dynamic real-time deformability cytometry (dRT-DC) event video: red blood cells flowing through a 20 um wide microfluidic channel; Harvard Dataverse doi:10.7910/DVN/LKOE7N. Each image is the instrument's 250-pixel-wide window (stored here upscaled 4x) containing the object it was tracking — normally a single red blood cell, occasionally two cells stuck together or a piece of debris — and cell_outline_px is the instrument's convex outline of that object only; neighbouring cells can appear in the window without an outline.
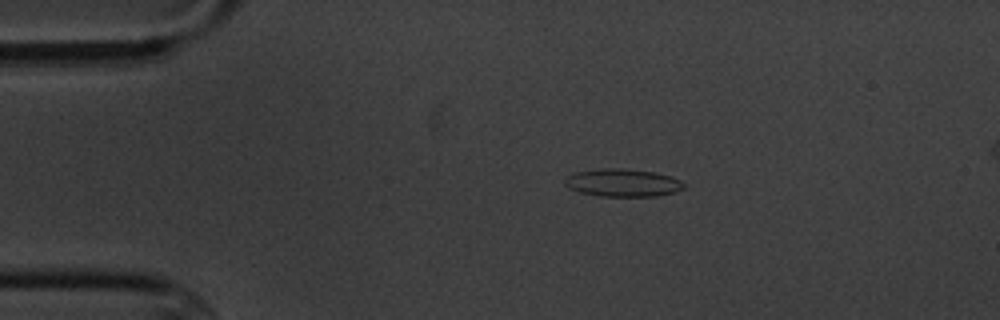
{"species": "common noctule bat (a hibernating species)", "species_latin": "Nyctalus noctula", "temperature_condition": "cold", "stored_images_in_passage": 10, "camera_frame_rate_fps": 3000, "um_per_image_px": 0.085, "animal": {"sex": "male", "body_mass_g": 20.1, "forearm_length_mm": 53.5}, "frame": {"image": 1, "passage_image": 4, "time_ms": 3.333, "image_size_px": [1000, 320], "cell_outline_px": [[684, 188], [676, 192], [656, 196], [600, 196], [580, 192], [568, 188], [564, 184], [564, 180], [572, 172], [604, 168], [620, 168], [656, 172], [680, 180], [684, 184]], "centroid_in_image_um": [52.9, 15.53], "position_along_channel_um": 32.1, "area_um2": 19.31}}
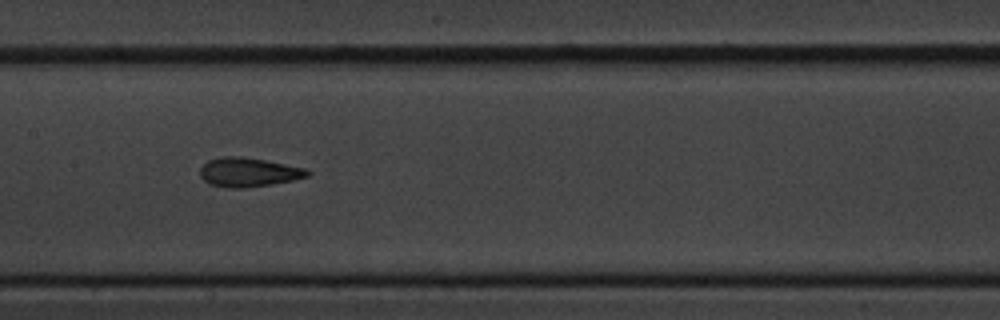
{"frame": {"image": 2, "passage_image": 9, "time_ms": 9.0, "image_size_px": [1000, 320], "cell_outline_px": [[312, 172], [308, 176], [292, 180], [244, 188], [228, 188], [208, 184], [200, 176], [200, 168], [208, 160], [224, 156], [240, 156], [264, 160], [304, 168]], "centroid_in_image_um": [21.08, 14.64], "position_along_channel_um": 186.3, "area_um2": 18.03}}
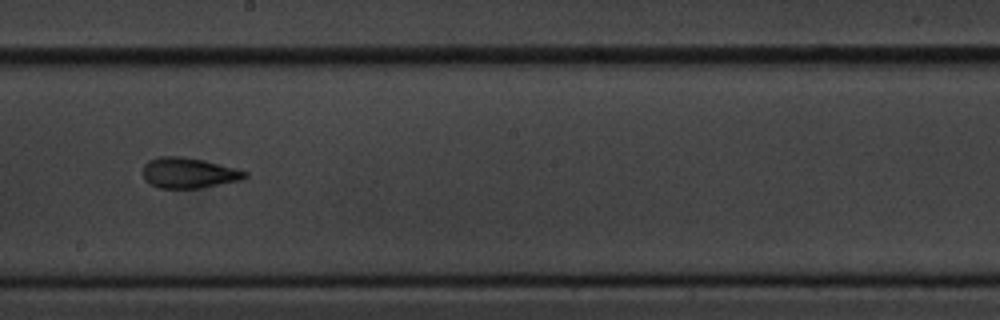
{"frame": {"image": 3, "passage_image": 10, "time_ms": 10.333, "image_size_px": [1000, 320], "cell_outline_px": [[248, 176], [240, 180], [200, 188], [160, 188], [144, 180], [144, 164], [148, 160], [160, 156], [180, 156], [204, 160], [236, 168], [248, 172]], "centroid_in_image_um": [16.04, 14.69], "position_along_channel_um": 232.2, "area_um2": 18.09}}